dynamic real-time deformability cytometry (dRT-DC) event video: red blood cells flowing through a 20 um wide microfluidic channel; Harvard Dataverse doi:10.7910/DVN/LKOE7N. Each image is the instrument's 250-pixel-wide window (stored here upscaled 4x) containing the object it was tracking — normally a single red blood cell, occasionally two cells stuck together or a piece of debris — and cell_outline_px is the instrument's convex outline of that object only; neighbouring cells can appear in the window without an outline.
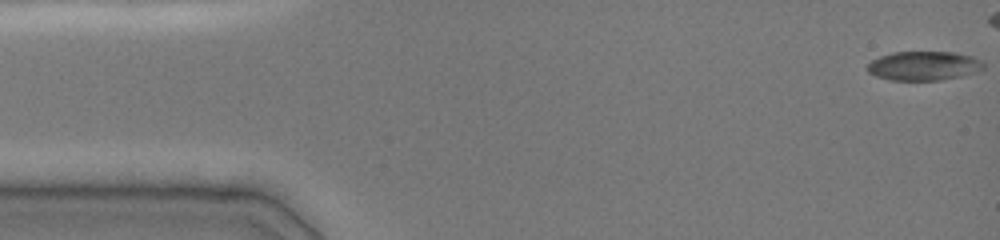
{"species": "common noctule bat (a hibernating species)", "species_latin": "Nyctalus noctula", "temperature_condition": "cold", "stored_images_in_passage": 56, "camera_frame_rate_fps": 3000, "um_per_image_px": 0.085, "animal": {"sex": "female", "body_mass_g": 19.0, "forearm_length_mm": 51.5}, "frame": {"image": 1, "passage_image": 1, "time_ms": 0.0, "image_size_px": [1000, 240], "cell_outline_px": [[984, 68], [976, 72], [960, 76], [940, 80], [892, 80], [876, 76], [868, 72], [868, 64], [872, 60], [880, 56], [892, 52], [956, 52], [972, 56], [980, 60], [984, 64]], "centroid_in_image_um": [78.53, 5.59], "position_along_channel_um": 6.5, "area_um2": 19.65}}
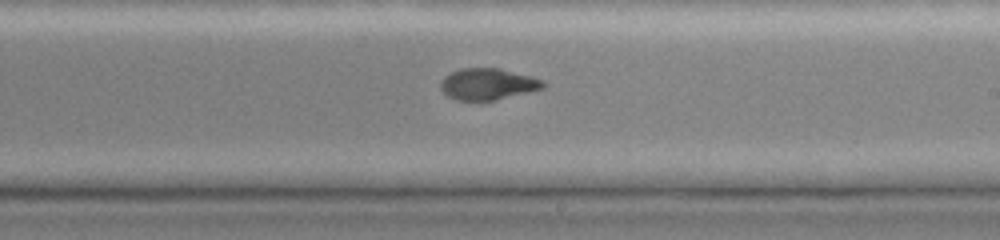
{"frame": {"image": 2, "passage_image": 39, "time_ms": 9.0, "image_size_px": [1000, 240], "cell_outline_px": [[548, 84], [544, 88], [496, 100], [456, 100], [448, 96], [440, 88], [440, 80], [444, 76], [460, 68], [500, 68], [532, 76], [544, 80]], "centroid_in_image_um": [41.49, 7.14], "position_along_channel_um": 247.5, "area_um2": 18.96}}
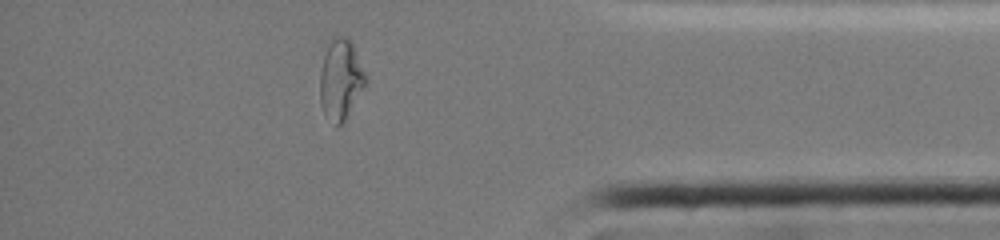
{"frame": {"image": 3, "passage_image": 55, "time_ms": 13.333, "image_size_px": [1000, 240], "cell_outline_px": [[368, 80], [344, 124], [336, 128], [324, 112], [320, 104], [320, 72], [324, 56], [332, 40], [336, 36], [344, 36], [352, 40], [368, 76]], "centroid_in_image_um": [29.0, 6.79], "position_along_channel_um": 406.2, "area_um2": 21.79}}